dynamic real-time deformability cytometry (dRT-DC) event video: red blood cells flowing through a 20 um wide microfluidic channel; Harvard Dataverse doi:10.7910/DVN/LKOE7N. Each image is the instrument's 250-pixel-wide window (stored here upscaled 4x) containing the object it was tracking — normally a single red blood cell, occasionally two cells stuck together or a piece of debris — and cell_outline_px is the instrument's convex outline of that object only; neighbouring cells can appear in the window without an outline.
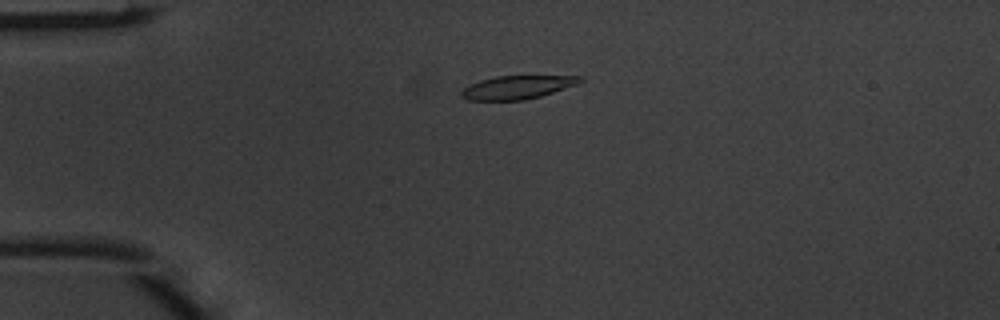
{"species": "common noctule bat (a hibernating species)", "species_latin": "Nyctalus noctula", "temperature_condition": "warm", "stored_images_in_passage": 43, "camera_frame_rate_fps": 3000, "um_per_image_px": 0.085, "animal": {"sex": "male", "body_mass_g": 20.1, "forearm_length_mm": 53.5}, "frame": {"image": 1, "passage_image": 6, "time_ms": 1.667, "image_size_px": [1000, 320], "cell_outline_px": [[584, 80], [576, 84], [540, 96], [524, 100], [468, 100], [460, 96], [460, 92], [464, 88], [480, 80], [496, 76], [580, 76]], "centroid_in_image_um": [43.93, 7.42], "position_along_channel_um": 41.1, "area_um2": 15.9}}
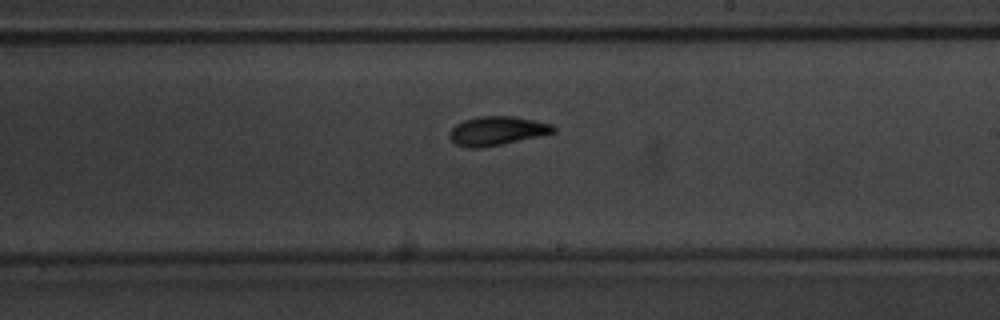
{"frame": {"image": 2, "passage_image": 23, "time_ms": 7.333, "image_size_px": [1000, 320], "cell_outline_px": [[556, 132], [540, 136], [500, 144], [476, 148], [468, 148], [456, 144], [448, 136], [448, 132], [456, 124], [464, 120], [480, 116], [512, 116], [552, 124], [556, 128]], "centroid_in_image_um": [42.23, 11.12], "position_along_channel_um": 246.8, "area_um2": 17.34}}
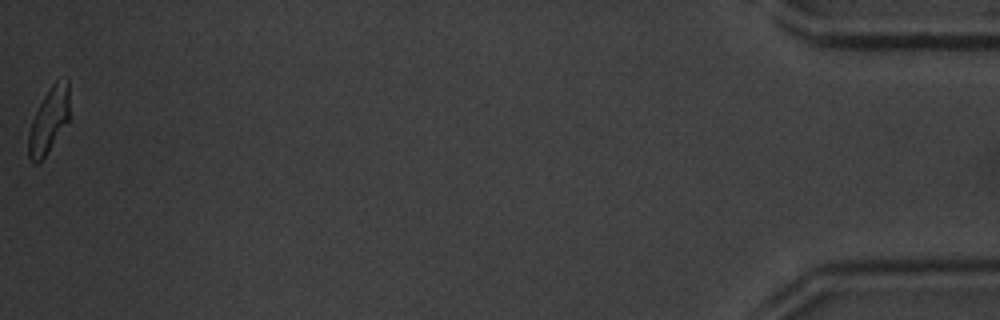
{"frame": {"image": 3, "passage_image": 43, "time_ms": 14.0, "image_size_px": [1000, 320], "cell_outline_px": [[68, 120], [44, 156], [36, 164], [32, 164], [28, 156], [28, 132], [32, 120], [48, 88], [56, 80], [68, 80]], "centroid_in_image_um": [4.11, 10.24], "position_along_channel_um": 431.1, "area_um2": 15.09}, "authors_computed_cell_mechanics": {"area_um2": 16.9932, "velocity_mm_per_s": 4.1529, "shape_relaxation_time_tau1_ms": 3.2347, "shape_relaxation_time_tau2_ms": 1.9035, "deformation_change_tau1": 0.1397, "deformation_change_tau2": 0.0738}}